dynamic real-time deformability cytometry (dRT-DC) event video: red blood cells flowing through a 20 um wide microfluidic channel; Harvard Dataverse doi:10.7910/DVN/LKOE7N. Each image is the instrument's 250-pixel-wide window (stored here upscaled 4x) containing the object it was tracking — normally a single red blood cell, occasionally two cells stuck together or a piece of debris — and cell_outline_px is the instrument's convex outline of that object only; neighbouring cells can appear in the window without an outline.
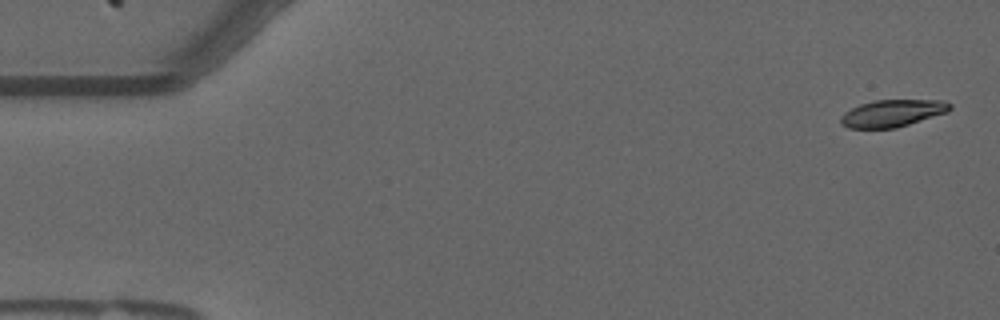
{"species": "common noctule bat (a hibernating species)", "species_latin": "Nyctalus noctula", "temperature_condition": "warm", "stored_images_in_passage": 56, "camera_frame_rate_fps": 3000, "um_per_image_px": 0.085, "animal": {"sex": "male", "forearm_length_mm": 52.5}, "frame": {"image": 1, "passage_image": 2, "time_ms": 0.333, "image_size_px": [1000, 320], "cell_outline_px": [[952, 108], [948, 112], [896, 128], [848, 128], [840, 124], [840, 116], [844, 112], [860, 104], [876, 100], [944, 100], [952, 104]], "centroid_in_image_um": [75.86, 9.62], "position_along_channel_um": 9.1, "area_um2": 17.34}}
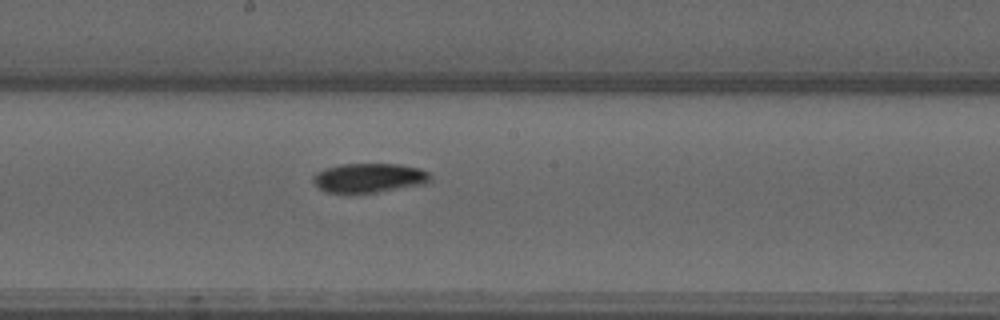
{"frame": {"image": 2, "passage_image": 30, "time_ms": 9.667, "image_size_px": [1000, 320], "cell_outline_px": [[432, 180], [428, 184], [376, 192], [328, 192], [320, 188], [312, 180], [312, 176], [316, 172], [324, 168], [340, 164], [400, 164], [420, 168], [428, 172], [432, 176]], "centroid_in_image_um": [31.43, 15.1], "position_along_channel_um": 216.8, "area_um2": 20.11}}
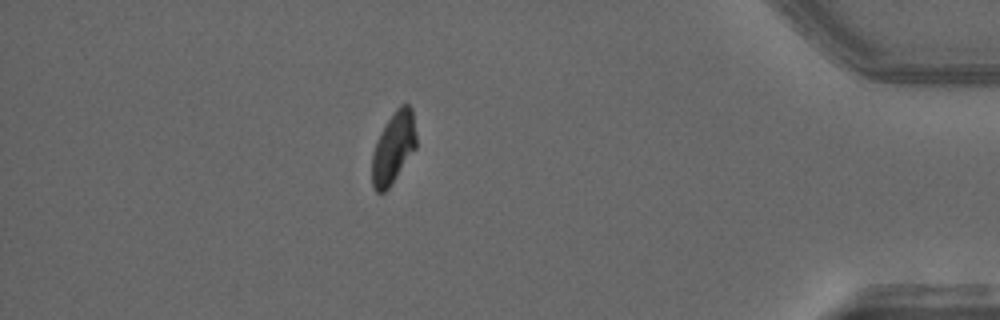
{"frame": {"image": 3, "passage_image": 49, "time_ms": 16.0, "image_size_px": [1000, 320], "cell_outline_px": [[416, 148], [388, 188], [384, 192], [376, 192], [372, 188], [372, 156], [380, 132], [396, 108], [400, 104], [408, 104], [412, 108], [416, 136]], "centroid_in_image_um": [33.44, 12.55], "position_along_channel_um": 401.8, "area_um2": 18.21}, "authors_computed_cell_mechanics": {"area_um2": 19.3919, "velocity_mm_per_s": 3.6525, "shape_relaxation_time_tau1_ms": 9.9965, "shape_relaxation_time_tau2_ms": null, "deformation_change_tau1": 0.2324, "deformation_change_tau2": null}}